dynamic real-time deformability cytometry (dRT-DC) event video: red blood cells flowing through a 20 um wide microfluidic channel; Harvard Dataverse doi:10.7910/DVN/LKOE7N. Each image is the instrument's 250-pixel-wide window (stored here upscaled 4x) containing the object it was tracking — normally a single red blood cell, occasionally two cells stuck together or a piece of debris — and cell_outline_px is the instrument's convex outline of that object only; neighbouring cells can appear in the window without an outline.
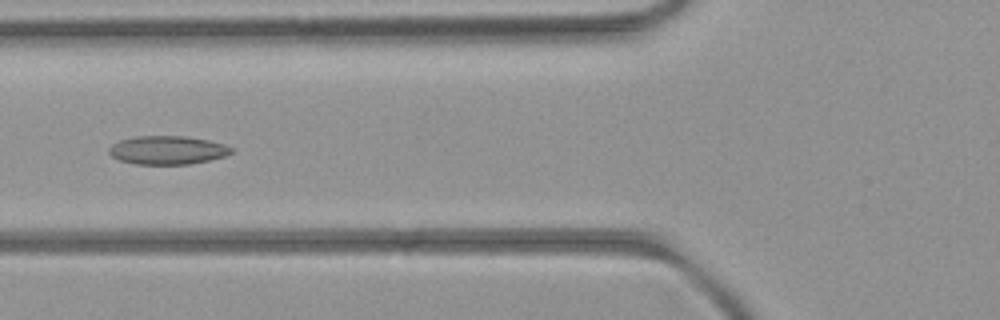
{"species": "common noctule bat (a hibernating species)", "species_latin": "Nyctalus noctula", "temperature_condition": "room temperature", "stored_images_in_passage": 53, "camera_frame_rate_fps": 3000, "um_per_image_px": 0.085, "animal": {"sex": "female", "body_mass_g": 21.9}, "frame": {"image": 1, "passage_image": 20, "time_ms": 6.333, "image_size_px": [1000, 320], "cell_outline_px": [[236, 152], [224, 156], [208, 160], [188, 164], [136, 164], [120, 160], [112, 156], [108, 152], [108, 148], [112, 144], [120, 140], [136, 136], [188, 136], [208, 140], [224, 144], [232, 148]], "centroid_in_image_um": [14.24, 12.75], "position_along_channel_um": 111.6, "area_um2": 20.35}}
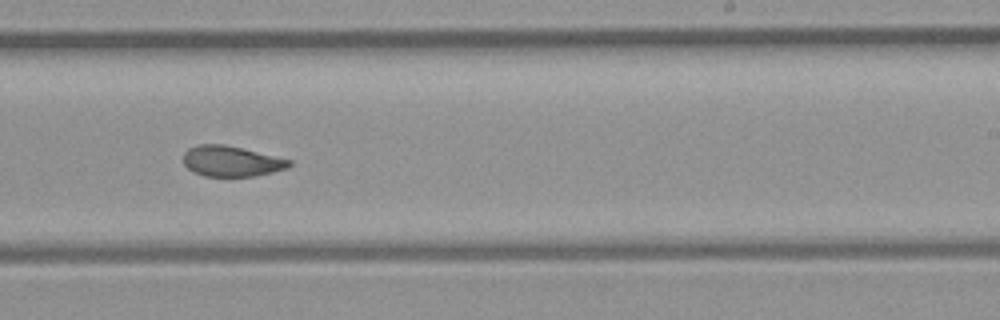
{"frame": {"image": 2, "passage_image": 32, "time_ms": 10.333, "image_size_px": [1000, 320], "cell_outline_px": [[292, 164], [288, 168], [256, 176], [204, 176], [192, 172], [184, 164], [184, 152], [188, 148], [196, 144], [224, 144], [292, 160]], "centroid_in_image_um": [19.65, 13.7], "position_along_channel_um": 269.4, "area_um2": 18.9}}
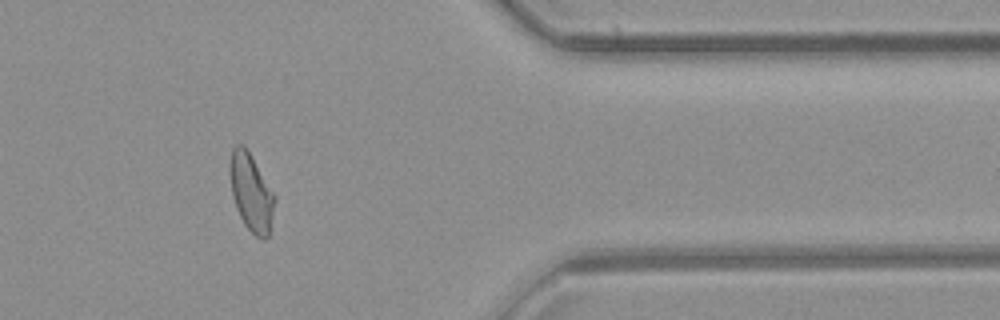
{"frame": {"image": 3, "passage_image": 43, "time_ms": 14.0, "image_size_px": [1000, 320], "cell_outline_px": [[276, 200], [268, 236], [264, 240], [260, 240], [244, 224], [236, 208], [232, 196], [228, 172], [228, 168], [232, 148], [236, 144], [244, 144], [276, 196]], "centroid_in_image_um": [21.33, 16.34], "position_along_channel_um": 390.1, "area_um2": 20.46}, "authors_computed_cell_mechanics": {"area_um2": 20.6346, "velocity_mm_per_s": 3.9461, "shape_relaxation_time_tau1_ms": null, "shape_relaxation_time_tau2_ms": 2.6824, "deformation_change_tau1": null, "deformation_change_tau2": 0.0831}}